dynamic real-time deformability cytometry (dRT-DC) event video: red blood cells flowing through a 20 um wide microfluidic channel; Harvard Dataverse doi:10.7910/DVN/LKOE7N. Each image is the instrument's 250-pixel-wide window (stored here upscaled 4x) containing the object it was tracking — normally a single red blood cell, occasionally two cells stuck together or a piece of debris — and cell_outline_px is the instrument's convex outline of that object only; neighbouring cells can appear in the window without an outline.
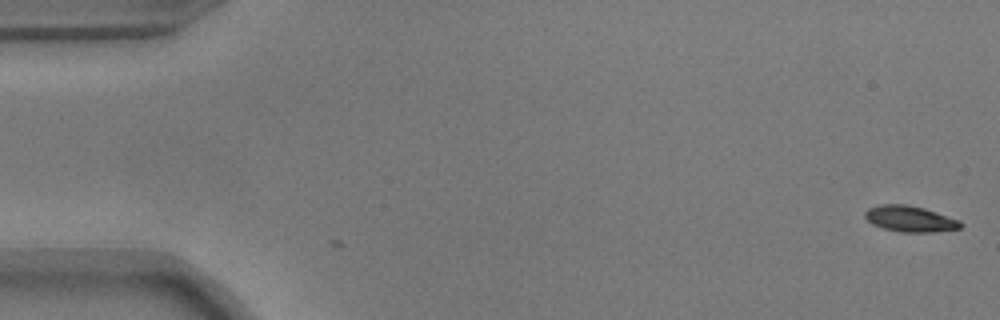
{"species": "common noctule bat (a hibernating species)", "species_latin": "Nyctalus noctula", "temperature_condition": "warm", "stored_images_in_passage": 4, "camera_frame_rate_fps": 3000, "um_per_image_px": 0.085, "animal": {"sex": "male", "body_mass_g": 17.9}, "frame": {"image": 1, "passage_image": 4, "time_ms": 1.0, "image_size_px": [1000, 320], "cell_outline_px": [[964, 224], [960, 228], [932, 232], [900, 232], [884, 228], [872, 224], [864, 216], [864, 212], [868, 208], [880, 204], [908, 204], [924, 208], [960, 220]], "centroid_in_image_um": [77.35, 18.59], "position_along_channel_um": 7.7, "area_um2": 14.51}}